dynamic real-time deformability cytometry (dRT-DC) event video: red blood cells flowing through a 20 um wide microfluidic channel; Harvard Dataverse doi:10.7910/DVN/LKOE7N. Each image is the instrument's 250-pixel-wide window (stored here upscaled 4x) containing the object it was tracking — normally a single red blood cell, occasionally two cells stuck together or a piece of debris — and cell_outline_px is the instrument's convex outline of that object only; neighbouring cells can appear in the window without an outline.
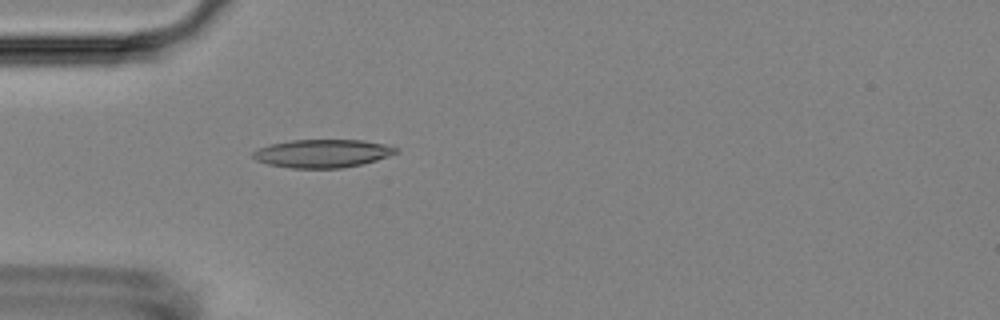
{"species": "Egyptian fruit bat (a non-hibernating species)", "species_latin": "Rousettus aegyptiacus", "temperature_condition": "room temperature", "stored_images_in_passage": 54, "camera_frame_rate_fps": 3000, "um_per_image_px": 0.085, "animal": {"sex": "female"}, "frame": {"image": 1, "passage_image": 16, "time_ms": 5.0, "image_size_px": [1000, 320], "cell_outline_px": [[400, 152], [376, 160], [360, 164], [340, 168], [292, 168], [268, 164], [256, 160], [252, 156], [252, 152], [260, 148], [272, 144], [292, 140], [364, 140], [384, 144], [400, 148]], "centroid_in_image_um": [27.44, 13.04], "position_along_channel_um": 57.6, "area_um2": 23.35}}
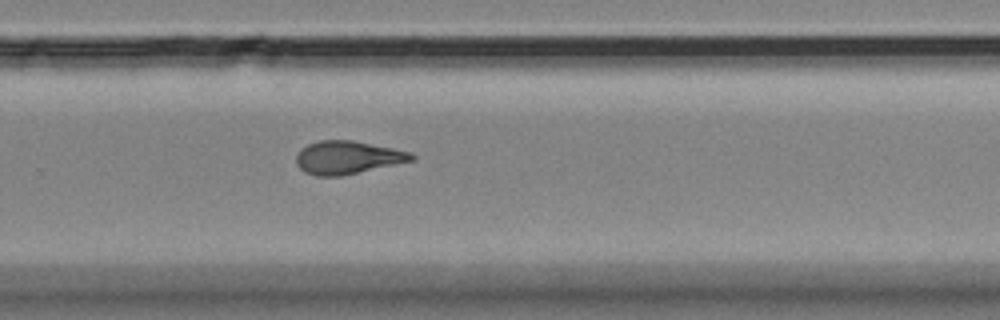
{"frame": {"image": 2, "passage_image": 36, "time_ms": 11.667, "image_size_px": [1000, 320], "cell_outline_px": [[416, 160], [340, 176], [316, 176], [304, 172], [296, 164], [296, 156], [300, 148], [308, 144], [320, 140], [352, 140], [412, 152], [416, 156]], "centroid_in_image_um": [29.54, 13.38], "position_along_channel_um": 300.3, "area_um2": 22.31}}
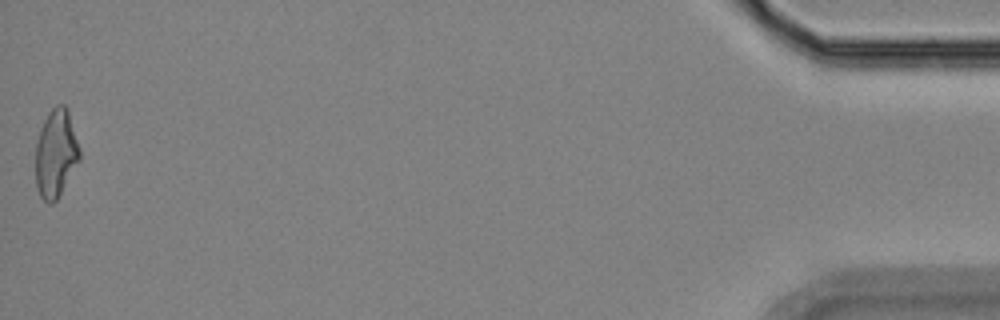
{"frame": {"image": 3, "passage_image": 54, "time_ms": 17.667, "image_size_px": [1000, 320], "cell_outline_px": [[80, 160], [56, 200], [52, 204], [48, 204], [40, 196], [36, 184], [36, 144], [40, 128], [48, 112], [56, 104], [64, 104], [68, 108], [80, 148]], "centroid_in_image_um": [4.75, 13.01], "position_along_channel_um": 430.4, "area_um2": 22.72}, "authors_computed_cell_mechanics": {"area_um2": 22.1374, "velocity_mm_per_s": 3.6905, "shape_relaxation_time_tau1_ms": null, "shape_relaxation_time_tau2_ms": 3.0493, "deformation_change_tau1": null, "deformation_change_tau2": 0.1066}}